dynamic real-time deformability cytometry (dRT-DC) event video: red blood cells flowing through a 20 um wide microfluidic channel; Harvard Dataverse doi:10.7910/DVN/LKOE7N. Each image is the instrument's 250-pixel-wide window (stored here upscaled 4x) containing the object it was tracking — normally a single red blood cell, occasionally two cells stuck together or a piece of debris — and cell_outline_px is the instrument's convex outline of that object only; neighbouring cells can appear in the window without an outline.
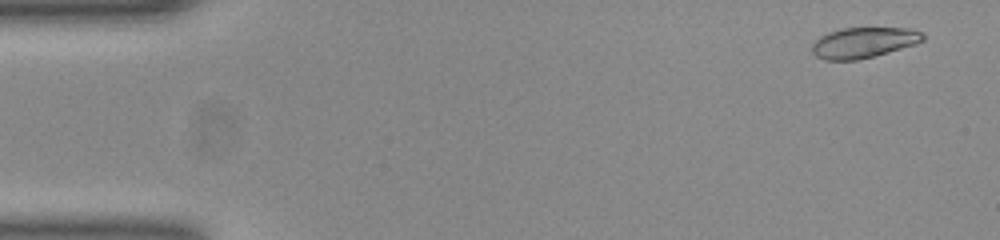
{"species": "common noctule bat (a hibernating species)", "species_latin": "Nyctalus noctula", "temperature_condition": "room temperature", "stored_images_in_passage": 52, "camera_frame_rate_fps": 3000, "um_per_image_px": 0.085, "animal": {"sex": "female", "body_mass_g": 23.0, "forearm_length_mm": 53.4}, "frame": {"image": 1, "passage_image": 3, "time_ms": 0.667, "image_size_px": [1000, 240], "cell_outline_px": [[924, 40], [916, 44], [888, 52], [856, 60], [824, 60], [816, 56], [812, 52], [812, 44], [820, 36], [828, 32], [840, 28], [908, 28], [924, 32]], "centroid_in_image_um": [73.4, 3.61], "position_along_channel_um": 11.6, "area_um2": 19.77}}
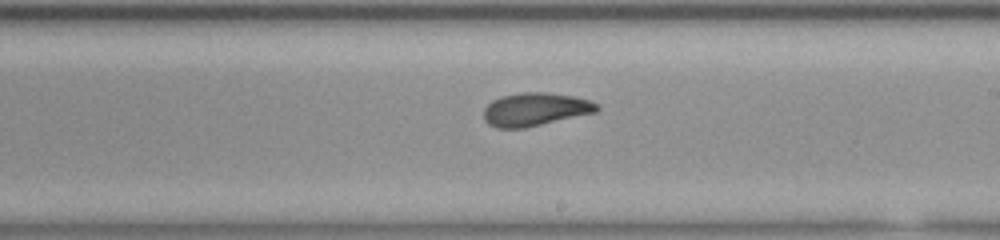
{"frame": {"image": 2, "passage_image": 30, "time_ms": 9.667, "image_size_px": [1000, 240], "cell_outline_px": [[600, 108], [596, 112], [524, 128], [496, 128], [488, 124], [484, 120], [484, 108], [492, 100], [500, 96], [520, 92], [544, 92], [572, 96], [588, 100], [600, 104]], "centroid_in_image_um": [45.47, 9.29], "position_along_channel_um": 243.5, "area_um2": 21.91}}
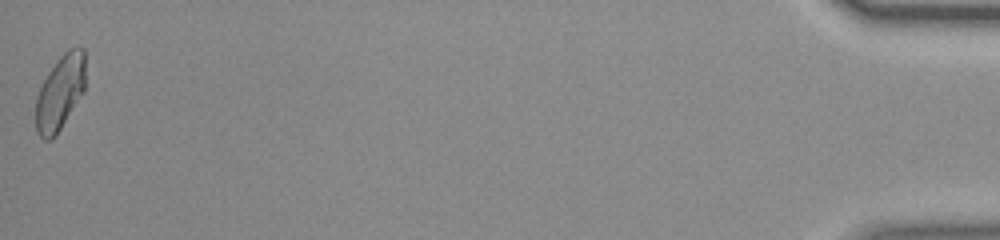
{"frame": {"image": 3, "passage_image": 52, "time_ms": 17.0, "image_size_px": [1000, 240], "cell_outline_px": [[84, 92], [56, 136], [52, 140], [44, 140], [36, 132], [36, 96], [48, 72], [56, 60], [68, 48], [84, 48]], "centroid_in_image_um": [5.1, 7.89], "position_along_channel_um": 430.1, "area_um2": 21.68}, "authors_computed_cell_mechanics": {"area_um2": 21.7039, "velocity_mm_per_s": 3.9246, "shape_relaxation_time_tau1_ms": 4.9555, "shape_relaxation_time_tau2_ms": 2.1644, "deformation_change_tau1": 0.1571, "deformation_change_tau2": 0.0803}}